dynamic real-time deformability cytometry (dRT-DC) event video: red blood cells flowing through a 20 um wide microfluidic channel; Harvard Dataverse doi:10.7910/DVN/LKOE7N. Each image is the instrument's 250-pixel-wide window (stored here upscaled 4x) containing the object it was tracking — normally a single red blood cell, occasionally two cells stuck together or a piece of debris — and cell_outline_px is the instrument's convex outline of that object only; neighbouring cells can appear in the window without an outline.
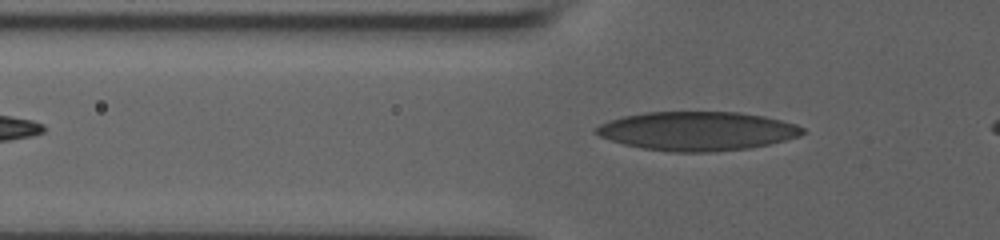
{"species": "human", "species_latin": "Homo sapiens", "temperature_condition": "room temperature", "stored_images_in_passage": 35, "camera_frame_rate_fps": 3000, "um_per_image_px": 0.085, "donor": {"sex": "male"}, "frame": {"image": 1, "passage_image": 2, "time_ms": 0.333, "image_size_px": [1000, 240], "cell_outline_px": [[804, 132], [800, 136], [752, 148], [712, 152], [668, 152], [644, 148], [624, 144], [600, 136], [592, 132], [600, 124], [608, 120], [624, 116], [644, 112], [740, 112], [764, 116], [796, 124], [804, 128]], "centroid_in_image_um": [59.26, 11.14], "position_along_channel_um": 66.5, "area_um2": 46.88}}
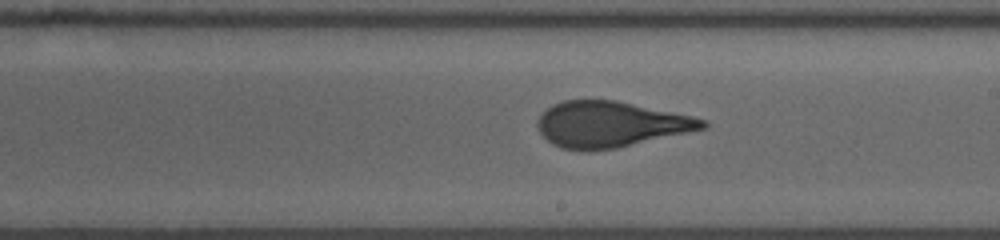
{"frame": {"image": 2, "passage_image": 16, "time_ms": 5.0, "image_size_px": [1000, 240], "cell_outline_px": [[708, 124], [704, 128], [688, 132], [616, 148], [560, 148], [552, 144], [540, 132], [536, 124], [536, 120], [552, 104], [564, 100], [616, 100], [692, 116], [708, 120]], "centroid_in_image_um": [51.89, 10.53], "position_along_channel_um": 237.1, "area_um2": 43.18}}
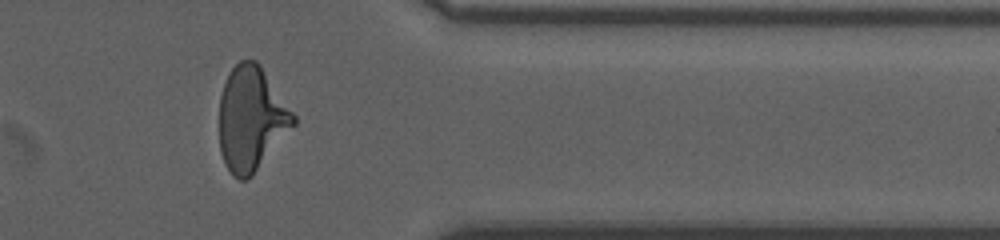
{"frame": {"image": 3, "passage_image": 29, "time_ms": 9.333, "image_size_px": [1000, 240], "cell_outline_px": [[296, 124], [252, 176], [248, 180], [240, 180], [232, 176], [224, 164], [220, 152], [220, 96], [228, 72], [240, 60], [256, 60], [260, 64], [296, 116]], "centroid_in_image_um": [21.36, 10.11], "position_along_channel_um": 390.0, "area_um2": 45.2}}